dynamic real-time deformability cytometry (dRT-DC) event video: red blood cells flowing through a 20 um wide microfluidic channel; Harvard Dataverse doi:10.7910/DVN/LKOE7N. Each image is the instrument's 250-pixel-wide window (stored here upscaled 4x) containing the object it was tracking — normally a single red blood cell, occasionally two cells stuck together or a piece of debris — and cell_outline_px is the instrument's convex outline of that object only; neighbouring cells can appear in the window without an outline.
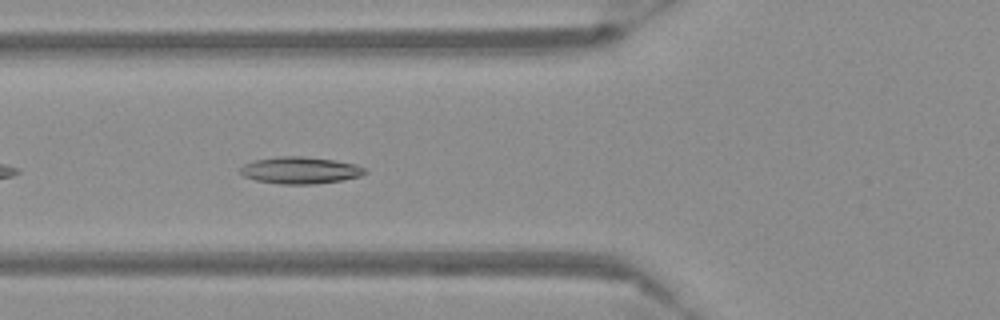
{"species": "Egyptian fruit bat (a non-hibernating species)", "species_latin": "Rousettus aegyptiacus", "temperature_condition": "warm", "stored_images_in_passage": 39, "camera_frame_rate_fps": 3000, "um_per_image_px": 0.085, "frame": {"image": 1, "passage_image": 5, "time_ms": 1.333, "image_size_px": [1000, 320], "cell_outline_px": [[368, 172], [360, 176], [344, 180], [312, 184], [280, 184], [256, 180], [244, 176], [240, 172], [240, 168], [244, 164], [256, 160], [280, 156], [304, 156], [336, 160], [356, 164], [368, 168]], "centroid_in_image_um": [25.58, 14.47], "position_along_channel_um": 100.2, "area_um2": 19.65}}
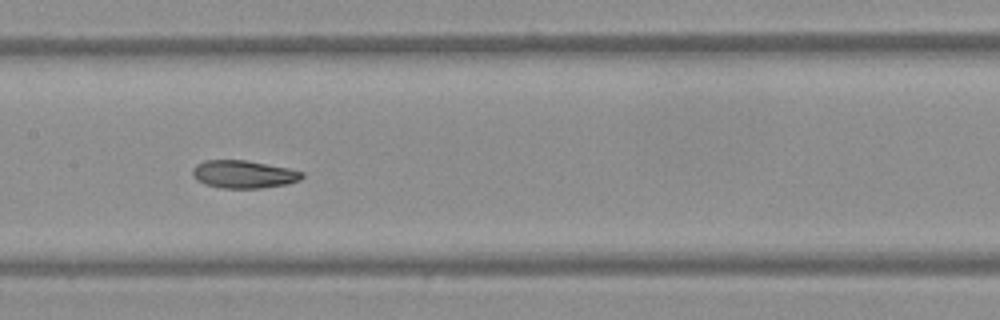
{"frame": {"image": 2, "passage_image": 12, "time_ms": 3.667, "image_size_px": [1000, 320], "cell_outline_px": [[304, 176], [300, 180], [288, 184], [260, 188], [220, 188], [204, 184], [196, 180], [192, 176], [192, 168], [196, 164], [204, 160], [244, 160], [288, 168], [304, 172]], "centroid_in_image_um": [20.68, 14.82], "position_along_channel_um": 186.7, "area_um2": 17.86}}
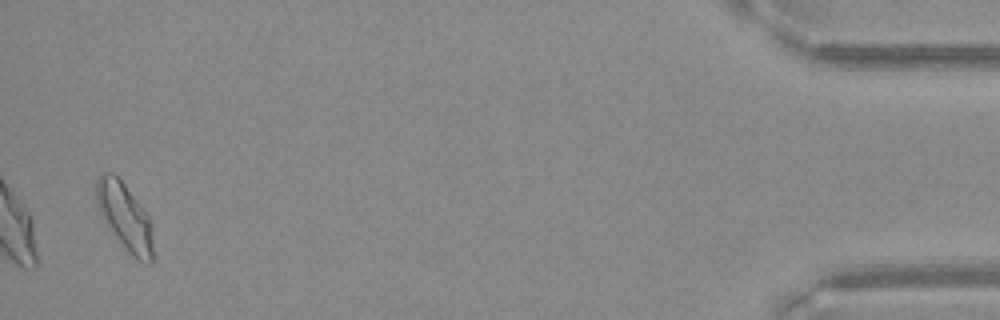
{"frame": {"image": 3, "passage_image": 38, "time_ms": 12.333, "image_size_px": [1000, 320], "cell_outline_px": [[152, 264], [148, 264], [132, 256], [124, 248], [108, 228], [100, 216], [96, 200], [96, 180], [104, 172], [112, 172], [124, 184], [140, 204], [148, 216], [152, 228]], "centroid_in_image_um": [10.59, 18.43], "position_along_channel_um": 424.6, "area_um2": 22.08}}